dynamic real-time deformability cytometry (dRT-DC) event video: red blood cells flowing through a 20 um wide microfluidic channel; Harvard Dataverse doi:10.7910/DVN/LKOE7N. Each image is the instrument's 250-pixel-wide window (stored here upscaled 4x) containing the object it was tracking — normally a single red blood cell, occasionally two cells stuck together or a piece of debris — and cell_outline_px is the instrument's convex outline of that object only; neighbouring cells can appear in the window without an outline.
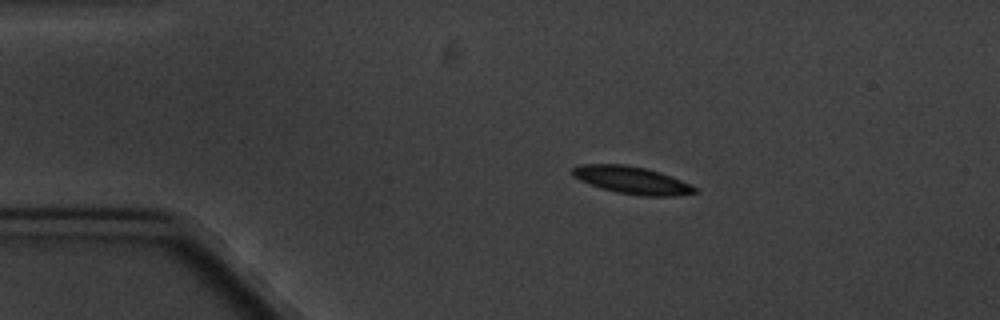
{"species": "common noctule bat (a hibernating species)", "species_latin": "Nyctalus noctula", "temperature_condition": "cold", "stored_images_in_passage": 5, "camera_frame_rate_fps": 3000, "um_per_image_px": 0.085, "animal": {"sex": "male", "body_mass_g": 20.1, "forearm_length_mm": 53.5}, "frame": {"image": 1, "passage_image": 2, "time_ms": 1.333, "image_size_px": [1000, 320], "cell_outline_px": [[700, 192], [676, 196], [640, 196], [616, 192], [600, 188], [588, 184], [572, 176], [572, 168], [580, 164], [624, 164], [644, 168], [660, 172], [700, 188]], "centroid_in_image_um": [53.73, 15.32], "position_along_channel_um": 31.3, "area_um2": 19.77}}
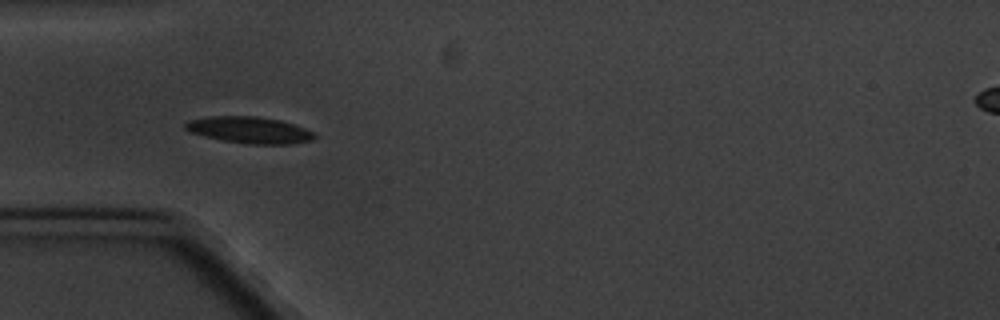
{"frame": {"image": 2, "passage_image": 4, "time_ms": 3.667, "image_size_px": [1000, 320], "cell_outline_px": [[316, 136], [312, 140], [292, 144], [248, 144], [224, 140], [204, 136], [188, 132], [184, 128], [184, 124], [188, 120], [208, 116], [256, 116], [280, 120], [304, 128], [312, 132]], "centroid_in_image_um": [21.16, 11.05], "position_along_channel_um": 63.8, "area_um2": 19.94}}